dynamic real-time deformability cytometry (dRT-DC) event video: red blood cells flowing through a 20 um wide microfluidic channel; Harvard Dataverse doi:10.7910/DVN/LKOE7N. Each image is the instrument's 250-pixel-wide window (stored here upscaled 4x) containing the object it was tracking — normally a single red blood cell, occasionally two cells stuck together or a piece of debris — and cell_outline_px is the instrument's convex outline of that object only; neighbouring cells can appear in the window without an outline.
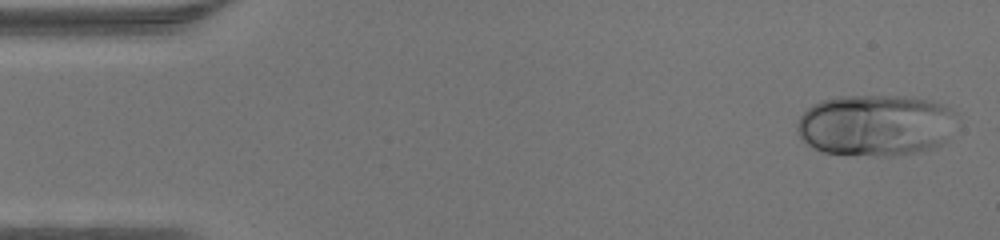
{"species": "human", "species_latin": "Homo sapiens", "temperature_condition": "warm", "stored_images_in_passage": 45, "camera_frame_rate_fps": 3000, "um_per_image_px": 0.085, "donor": {"sex": "male"}, "frame": {"image": 1, "passage_image": 1, "time_ms": 0.0, "image_size_px": [1000, 240], "cell_outline_px": [[956, 112], [944, 140], [940, 144], [932, 148], [920, 152], [892, 156], [876, 156], [824, 152], [812, 148], [800, 136], [796, 128], [796, 124], [800, 116], [812, 104], [836, 96], [904, 96], [932, 100], [952, 108]], "centroid_in_image_um": [74.39, 10.63], "position_along_channel_um": 10.6, "area_um2": 57.11}}
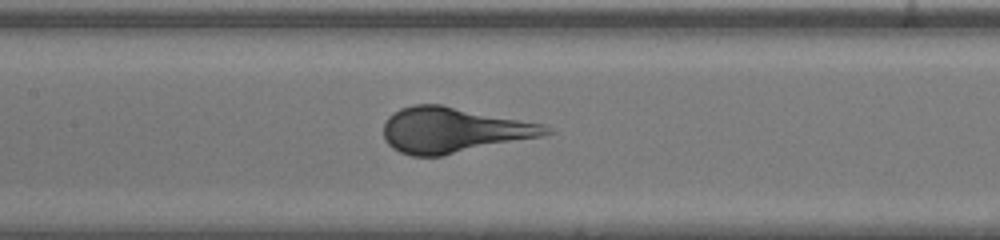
{"frame": {"image": 2, "passage_image": 20, "time_ms": 6.333, "image_size_px": [1000, 240], "cell_outline_px": [[556, 132], [544, 136], [444, 156], [412, 156], [400, 152], [392, 148], [384, 140], [384, 124], [388, 116], [400, 108], [412, 104], [440, 104], [544, 124], [552, 128]], "centroid_in_image_um": [38.57, 11.06], "position_along_channel_um": 168.8, "area_um2": 43.41}}
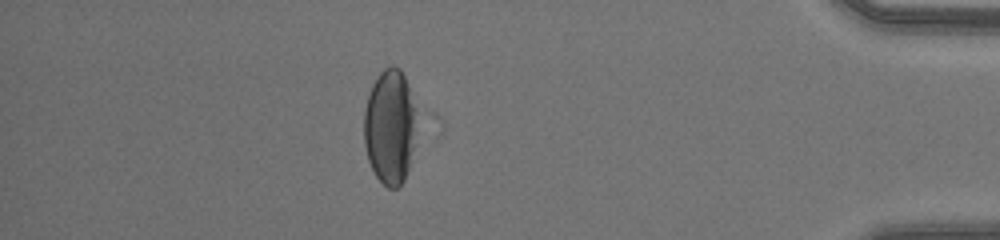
{"frame": {"image": 3, "passage_image": 39, "time_ms": 12.667, "image_size_px": [1000, 240], "cell_outline_px": [[420, 112], [408, 168], [404, 180], [396, 188], [388, 188], [376, 176], [368, 160], [364, 144], [364, 108], [372, 84], [376, 76], [384, 68], [392, 64], [400, 68], [408, 84]], "centroid_in_image_um": [33.17, 10.71], "position_along_channel_um": 402.0, "area_um2": 36.01}}